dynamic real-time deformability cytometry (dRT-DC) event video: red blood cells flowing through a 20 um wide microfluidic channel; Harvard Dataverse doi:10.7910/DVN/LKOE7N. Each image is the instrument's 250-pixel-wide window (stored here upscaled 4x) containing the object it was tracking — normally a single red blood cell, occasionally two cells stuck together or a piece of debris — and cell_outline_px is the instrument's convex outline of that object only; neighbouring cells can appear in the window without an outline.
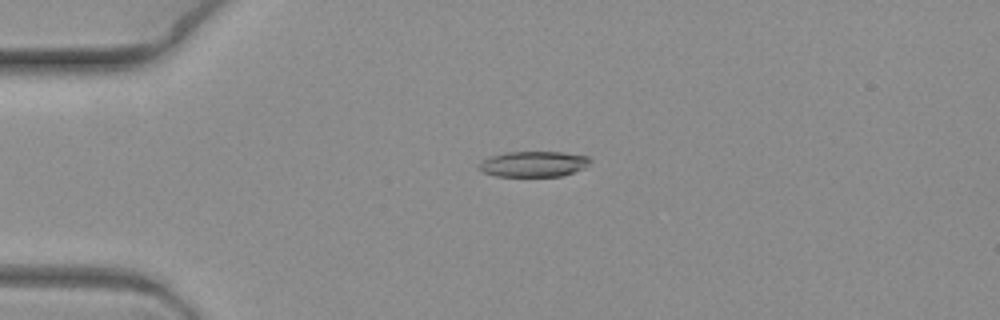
{"species": "common noctule bat (a hibernating species)", "species_latin": "Nyctalus noctula", "temperature_condition": "warm", "stored_images_in_passage": 6, "camera_frame_rate_fps": 3000, "um_per_image_px": 0.085, "animal": {"sex": "female", "body_mass_g": 19.3, "forearm_length_mm": 54.1}, "frame": {"image": 1, "passage_image": 5, "time_ms": 1.333, "image_size_px": [1000, 320], "cell_outline_px": [[592, 160], [584, 168], [560, 176], [496, 176], [484, 172], [476, 168], [480, 160], [488, 156], [504, 152], [564, 152], [588, 156]], "centroid_in_image_um": [45.29, 13.93], "position_along_channel_um": 39.7, "area_um2": 16.76}}